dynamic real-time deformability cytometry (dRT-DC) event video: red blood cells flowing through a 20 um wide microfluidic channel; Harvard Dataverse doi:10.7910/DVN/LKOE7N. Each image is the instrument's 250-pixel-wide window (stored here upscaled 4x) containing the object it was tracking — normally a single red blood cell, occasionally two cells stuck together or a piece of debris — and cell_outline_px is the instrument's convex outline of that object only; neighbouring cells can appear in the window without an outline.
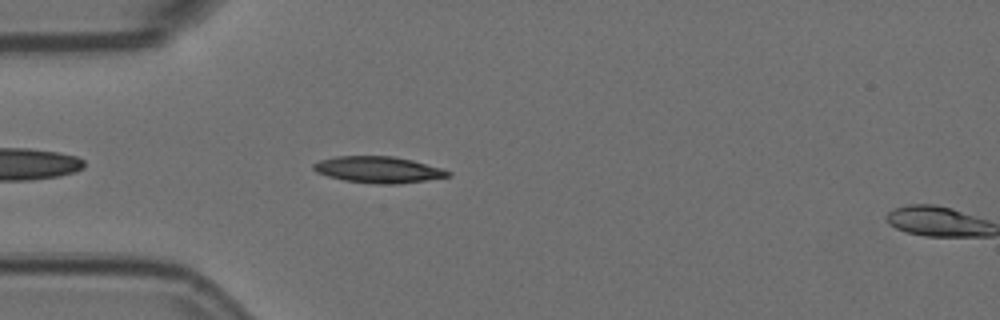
{"species": "Egyptian fruit bat (a non-hibernating species)", "species_latin": "Rousettus aegyptiacus", "temperature_condition": "room temperature", "stored_images_in_passage": 5, "camera_frame_rate_fps": 3000, "um_per_image_px": 0.085, "animal": {"sex": "female"}, "frame": {"image": 1, "passage_image": 4, "time_ms": 1.0, "image_size_px": [1000, 320], "cell_outline_px": [[452, 176], [396, 184], [376, 184], [344, 180], [328, 176], [316, 172], [312, 168], [312, 164], [320, 160], [336, 156], [392, 156], [412, 160], [440, 168], [452, 172]], "centroid_in_image_um": [32.13, 14.42], "position_along_channel_um": 52.9, "area_um2": 20.58}}